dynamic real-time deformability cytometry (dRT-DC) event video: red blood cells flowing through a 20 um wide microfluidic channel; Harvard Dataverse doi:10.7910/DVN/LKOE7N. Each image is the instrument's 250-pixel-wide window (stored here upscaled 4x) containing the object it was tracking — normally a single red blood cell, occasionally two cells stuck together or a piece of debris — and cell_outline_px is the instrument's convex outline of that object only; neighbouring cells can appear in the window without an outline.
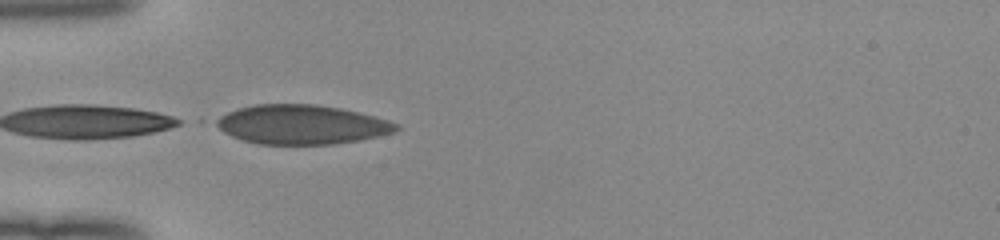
{"species": "human", "species_latin": "Homo sapiens", "temperature_condition": "room temperature", "stored_images_in_passage": 22, "camera_frame_rate_fps": 3000, "um_per_image_px": 0.085, "donor": {"sex": "female"}, "frame": {"image": 1, "passage_image": 15, "time_ms": 4.667, "image_size_px": [1000, 240], "cell_outline_px": [[400, 128], [396, 132], [380, 136], [360, 140], [336, 144], [260, 144], [244, 140], [232, 136], [200, 124], [192, 120], [200, 116], [256, 104], [316, 104], [340, 108], [360, 112], [388, 120], [400, 124]], "centroid_in_image_um": [25.29, 10.56], "position_along_channel_um": 59.7, "area_um2": 43.64}}